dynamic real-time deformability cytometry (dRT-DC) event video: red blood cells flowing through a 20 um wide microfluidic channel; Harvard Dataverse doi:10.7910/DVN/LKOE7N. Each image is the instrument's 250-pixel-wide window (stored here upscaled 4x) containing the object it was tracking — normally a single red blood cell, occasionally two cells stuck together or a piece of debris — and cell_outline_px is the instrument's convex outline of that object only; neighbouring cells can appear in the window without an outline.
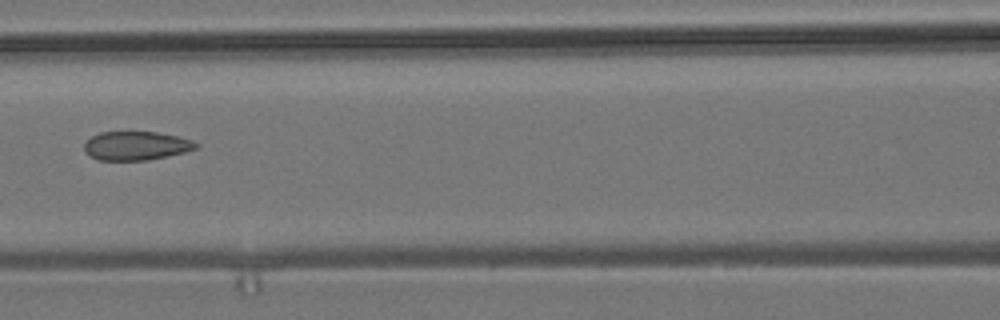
{"species": "common noctule bat (a hibernating species)", "species_latin": "Nyctalus noctula", "temperature_condition": "room temperature", "stored_images_in_passage": 3, "camera_frame_rate_fps": 3000, "um_per_image_px": 0.085, "animal": {"sex": "male", "body_mass_g": 19.2, "forearm_length_mm": 51.8}, "frame": {"image": 1, "passage_image": 3, "time_ms": 2.333, "image_size_px": [1000, 320], "cell_outline_px": [[200, 144], [196, 148], [184, 152], [168, 156], [148, 160], [100, 160], [84, 152], [84, 144], [92, 136], [100, 132], [156, 132], [176, 136], [192, 140]], "centroid_in_image_um": [11.58, 12.39], "position_along_channel_um": 155.0, "area_um2": 18.61}}